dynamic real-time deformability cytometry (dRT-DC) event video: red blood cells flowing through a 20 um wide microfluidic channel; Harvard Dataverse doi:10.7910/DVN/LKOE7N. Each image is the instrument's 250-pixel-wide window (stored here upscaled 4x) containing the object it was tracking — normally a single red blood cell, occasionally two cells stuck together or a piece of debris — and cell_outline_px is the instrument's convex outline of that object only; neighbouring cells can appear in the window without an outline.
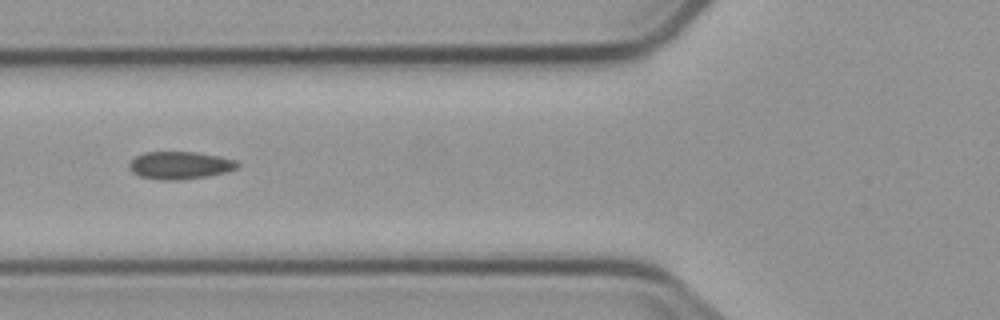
{"species": "common noctule bat (a hibernating species)", "species_latin": "Nyctalus noctula", "temperature_condition": "cold", "stored_images_in_passage": 4, "camera_frame_rate_fps": 3000, "um_per_image_px": 0.085, "animal": {"sex": "male", "body_mass_g": 23.1, "forearm_length_mm": 52.7}, "frame": {"image": 1, "passage_image": 3, "time_ms": 2.333, "image_size_px": [1000, 320], "cell_outline_px": [[240, 164], [236, 168], [224, 172], [208, 176], [180, 180], [160, 180], [140, 176], [132, 172], [128, 168], [128, 164], [136, 156], [144, 152], [196, 152], [220, 156], [236, 160]], "centroid_in_image_um": [15.28, 14.05], "position_along_channel_um": 110.5, "area_um2": 17.46}}
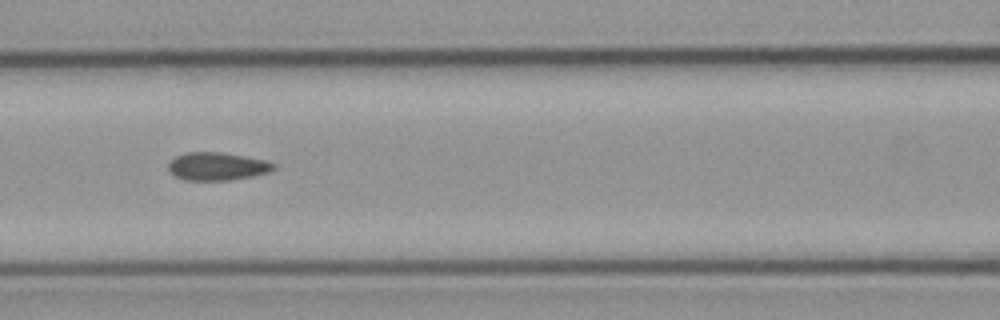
{"frame": {"image": 2, "passage_image": 4, "time_ms": 3.333, "image_size_px": [1000, 320], "cell_outline_px": [[276, 168], [268, 172], [252, 176], [228, 180], [184, 180], [176, 176], [168, 168], [168, 160], [176, 156], [188, 152], [224, 152], [264, 160], [276, 164]], "centroid_in_image_um": [18.44, 14.13], "position_along_channel_um": 148.2, "area_um2": 17.11}}